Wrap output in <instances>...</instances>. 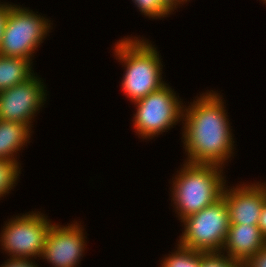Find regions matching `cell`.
<instances>
[{"label": "cell", "mask_w": 266, "mask_h": 267, "mask_svg": "<svg viewBox=\"0 0 266 267\" xmlns=\"http://www.w3.org/2000/svg\"><path fill=\"white\" fill-rule=\"evenodd\" d=\"M222 97L217 91L207 90L189 106L184 105L180 124L183 149L188 156L184 162L225 168L232 160L235 138Z\"/></svg>", "instance_id": "cell-1"}, {"label": "cell", "mask_w": 266, "mask_h": 267, "mask_svg": "<svg viewBox=\"0 0 266 267\" xmlns=\"http://www.w3.org/2000/svg\"><path fill=\"white\" fill-rule=\"evenodd\" d=\"M147 38L127 36L112 49L124 67L121 88L130 102L138 101L166 84L162 77V56ZM164 80V81H163Z\"/></svg>", "instance_id": "cell-2"}, {"label": "cell", "mask_w": 266, "mask_h": 267, "mask_svg": "<svg viewBox=\"0 0 266 267\" xmlns=\"http://www.w3.org/2000/svg\"><path fill=\"white\" fill-rule=\"evenodd\" d=\"M183 163L172 177L170 188L172 207L179 220L217 202L227 184L223 167Z\"/></svg>", "instance_id": "cell-3"}, {"label": "cell", "mask_w": 266, "mask_h": 267, "mask_svg": "<svg viewBox=\"0 0 266 267\" xmlns=\"http://www.w3.org/2000/svg\"><path fill=\"white\" fill-rule=\"evenodd\" d=\"M37 13L10 2L0 55L28 59L33 63L35 51L53 29L51 20Z\"/></svg>", "instance_id": "cell-4"}, {"label": "cell", "mask_w": 266, "mask_h": 267, "mask_svg": "<svg viewBox=\"0 0 266 267\" xmlns=\"http://www.w3.org/2000/svg\"><path fill=\"white\" fill-rule=\"evenodd\" d=\"M181 100L174 88L166 83L157 91L133 102L136 107L132 119L134 132L142 140H152L174 128L183 120L184 103Z\"/></svg>", "instance_id": "cell-5"}, {"label": "cell", "mask_w": 266, "mask_h": 267, "mask_svg": "<svg viewBox=\"0 0 266 267\" xmlns=\"http://www.w3.org/2000/svg\"><path fill=\"white\" fill-rule=\"evenodd\" d=\"M182 234L177 243L202 252H221L230 227L228 208L222 197L214 204L180 221Z\"/></svg>", "instance_id": "cell-6"}, {"label": "cell", "mask_w": 266, "mask_h": 267, "mask_svg": "<svg viewBox=\"0 0 266 267\" xmlns=\"http://www.w3.org/2000/svg\"><path fill=\"white\" fill-rule=\"evenodd\" d=\"M50 220L41 211L12 216L4 223L0 232V246L3 253L12 258L39 259L49 229L53 225Z\"/></svg>", "instance_id": "cell-7"}, {"label": "cell", "mask_w": 266, "mask_h": 267, "mask_svg": "<svg viewBox=\"0 0 266 267\" xmlns=\"http://www.w3.org/2000/svg\"><path fill=\"white\" fill-rule=\"evenodd\" d=\"M42 81L34 74L27 81L0 91V119L25 123L32 129L35 116L47 100L48 91Z\"/></svg>", "instance_id": "cell-8"}, {"label": "cell", "mask_w": 266, "mask_h": 267, "mask_svg": "<svg viewBox=\"0 0 266 267\" xmlns=\"http://www.w3.org/2000/svg\"><path fill=\"white\" fill-rule=\"evenodd\" d=\"M82 223L63 226L55 223L49 229L41 258L51 267H78L87 249Z\"/></svg>", "instance_id": "cell-9"}, {"label": "cell", "mask_w": 266, "mask_h": 267, "mask_svg": "<svg viewBox=\"0 0 266 267\" xmlns=\"http://www.w3.org/2000/svg\"><path fill=\"white\" fill-rule=\"evenodd\" d=\"M226 186L222 197L228 208L230 225H258L266 200V182Z\"/></svg>", "instance_id": "cell-10"}, {"label": "cell", "mask_w": 266, "mask_h": 267, "mask_svg": "<svg viewBox=\"0 0 266 267\" xmlns=\"http://www.w3.org/2000/svg\"><path fill=\"white\" fill-rule=\"evenodd\" d=\"M266 245V237L257 225H230L222 252L245 263Z\"/></svg>", "instance_id": "cell-11"}, {"label": "cell", "mask_w": 266, "mask_h": 267, "mask_svg": "<svg viewBox=\"0 0 266 267\" xmlns=\"http://www.w3.org/2000/svg\"><path fill=\"white\" fill-rule=\"evenodd\" d=\"M33 130L25 123L0 119V160L17 162V155L28 146Z\"/></svg>", "instance_id": "cell-12"}, {"label": "cell", "mask_w": 266, "mask_h": 267, "mask_svg": "<svg viewBox=\"0 0 266 267\" xmlns=\"http://www.w3.org/2000/svg\"><path fill=\"white\" fill-rule=\"evenodd\" d=\"M33 69L28 59L0 55V91L27 81L36 74Z\"/></svg>", "instance_id": "cell-13"}, {"label": "cell", "mask_w": 266, "mask_h": 267, "mask_svg": "<svg viewBox=\"0 0 266 267\" xmlns=\"http://www.w3.org/2000/svg\"><path fill=\"white\" fill-rule=\"evenodd\" d=\"M175 251L165 255L160 267H200L201 251L185 248L177 243Z\"/></svg>", "instance_id": "cell-14"}, {"label": "cell", "mask_w": 266, "mask_h": 267, "mask_svg": "<svg viewBox=\"0 0 266 267\" xmlns=\"http://www.w3.org/2000/svg\"><path fill=\"white\" fill-rule=\"evenodd\" d=\"M21 166L17 162L0 160V199L8 196L10 191L17 185Z\"/></svg>", "instance_id": "cell-15"}, {"label": "cell", "mask_w": 266, "mask_h": 267, "mask_svg": "<svg viewBox=\"0 0 266 267\" xmlns=\"http://www.w3.org/2000/svg\"><path fill=\"white\" fill-rule=\"evenodd\" d=\"M132 2L144 17L150 19H163L174 14L162 0H132Z\"/></svg>", "instance_id": "cell-16"}, {"label": "cell", "mask_w": 266, "mask_h": 267, "mask_svg": "<svg viewBox=\"0 0 266 267\" xmlns=\"http://www.w3.org/2000/svg\"><path fill=\"white\" fill-rule=\"evenodd\" d=\"M200 267H244V264L221 252H202Z\"/></svg>", "instance_id": "cell-17"}, {"label": "cell", "mask_w": 266, "mask_h": 267, "mask_svg": "<svg viewBox=\"0 0 266 267\" xmlns=\"http://www.w3.org/2000/svg\"><path fill=\"white\" fill-rule=\"evenodd\" d=\"M244 267H266V245L250 257L244 263Z\"/></svg>", "instance_id": "cell-18"}, {"label": "cell", "mask_w": 266, "mask_h": 267, "mask_svg": "<svg viewBox=\"0 0 266 267\" xmlns=\"http://www.w3.org/2000/svg\"><path fill=\"white\" fill-rule=\"evenodd\" d=\"M0 267H39L34 259H19L9 257Z\"/></svg>", "instance_id": "cell-19"}, {"label": "cell", "mask_w": 266, "mask_h": 267, "mask_svg": "<svg viewBox=\"0 0 266 267\" xmlns=\"http://www.w3.org/2000/svg\"><path fill=\"white\" fill-rule=\"evenodd\" d=\"M9 5H10L9 2L7 3L6 1L5 2L0 1V44L5 29V22L7 19Z\"/></svg>", "instance_id": "cell-20"}, {"label": "cell", "mask_w": 266, "mask_h": 267, "mask_svg": "<svg viewBox=\"0 0 266 267\" xmlns=\"http://www.w3.org/2000/svg\"><path fill=\"white\" fill-rule=\"evenodd\" d=\"M257 226L260 228L261 233L266 237V200L263 204V208Z\"/></svg>", "instance_id": "cell-21"}, {"label": "cell", "mask_w": 266, "mask_h": 267, "mask_svg": "<svg viewBox=\"0 0 266 267\" xmlns=\"http://www.w3.org/2000/svg\"><path fill=\"white\" fill-rule=\"evenodd\" d=\"M173 12L190 0H162ZM182 4V5H181Z\"/></svg>", "instance_id": "cell-22"}]
</instances>
